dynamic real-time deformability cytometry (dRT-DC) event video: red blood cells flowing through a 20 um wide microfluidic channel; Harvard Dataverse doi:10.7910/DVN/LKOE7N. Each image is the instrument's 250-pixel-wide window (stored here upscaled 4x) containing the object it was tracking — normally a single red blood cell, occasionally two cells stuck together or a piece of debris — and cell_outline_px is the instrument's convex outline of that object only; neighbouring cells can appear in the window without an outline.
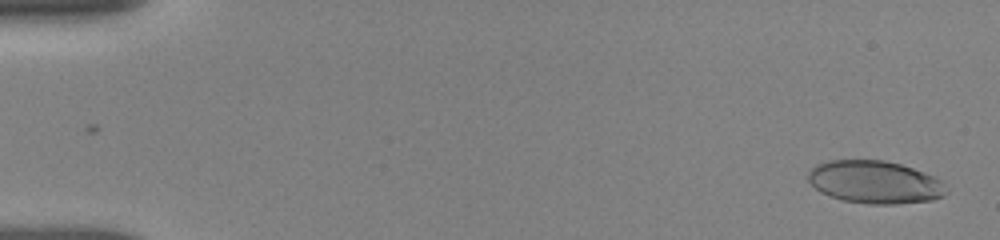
{"species": "human", "species_latin": "Homo sapiens", "temperature_condition": "room temperature", "stored_images_in_passage": 44, "camera_frame_rate_fps": 3000, "um_per_image_px": 0.085, "donor": {"sex": "female"}, "frame": {"image": 1, "passage_image": 1, "time_ms": 0.0, "image_size_px": [1000, 240], "cell_outline_px": [[948, 192], [944, 196], [932, 200], [896, 204], [868, 204], [840, 200], [828, 196], [820, 192], [808, 180], [808, 172], [816, 164], [832, 160], [884, 160], [900, 164], [936, 176], [944, 184]], "centroid_in_image_um": [74.37, 15.49], "position_along_channel_um": 10.6, "area_um2": 34.62}}
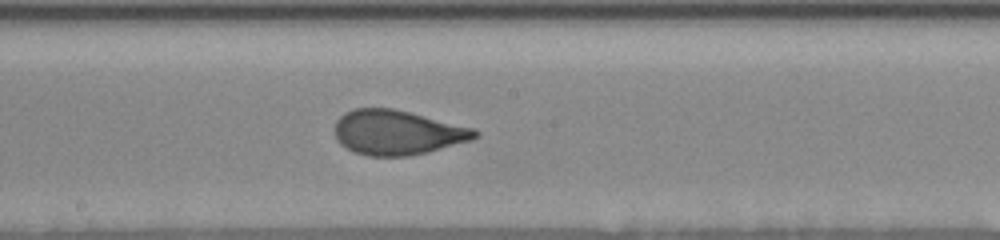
{"frame": {"image": 2, "passage_image": 24, "time_ms": 9.0, "image_size_px": [1000, 240], "cell_outline_px": [[480, 136], [472, 140], [428, 152], [408, 156], [368, 156], [352, 152], [340, 144], [336, 140], [336, 120], [344, 112], [356, 108], [392, 108], [476, 128], [480, 132]], "centroid_in_image_um": [33.79, 11.27], "position_along_channel_um": 214.4, "area_um2": 36.76}}
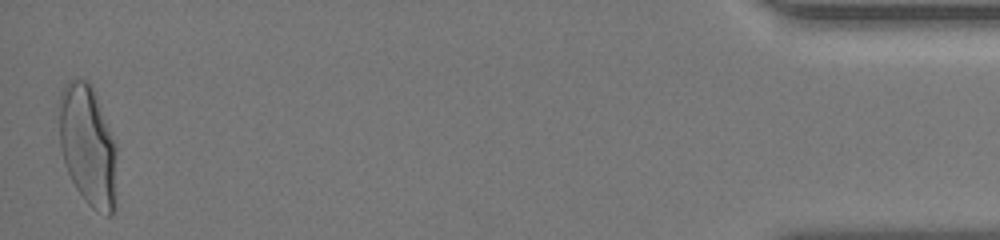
{"frame": {"image": 3, "passage_image": 44, "time_ms": 16.667, "image_size_px": [1000, 240], "cell_outline_px": [[116, 204], [112, 216], [108, 216], [92, 208], [88, 204], [76, 188], [68, 172], [60, 148], [56, 104], [60, 92], [64, 84], [68, 80], [76, 76], [88, 80], [92, 88], [116, 148]], "centroid_in_image_um": [7.42, 12.34], "position_along_channel_um": 427.8, "area_um2": 41.15}, "authors_computed_cell_mechanics": {"area_um2": 36.6163, "velocity_mm_per_s": 3.8526, "shape_relaxation_time_tau1_ms": 4.6731, "shape_relaxation_time_tau2_ms": null, "deformation_change_tau1": 0.1822, "deformation_change_tau2": null}}